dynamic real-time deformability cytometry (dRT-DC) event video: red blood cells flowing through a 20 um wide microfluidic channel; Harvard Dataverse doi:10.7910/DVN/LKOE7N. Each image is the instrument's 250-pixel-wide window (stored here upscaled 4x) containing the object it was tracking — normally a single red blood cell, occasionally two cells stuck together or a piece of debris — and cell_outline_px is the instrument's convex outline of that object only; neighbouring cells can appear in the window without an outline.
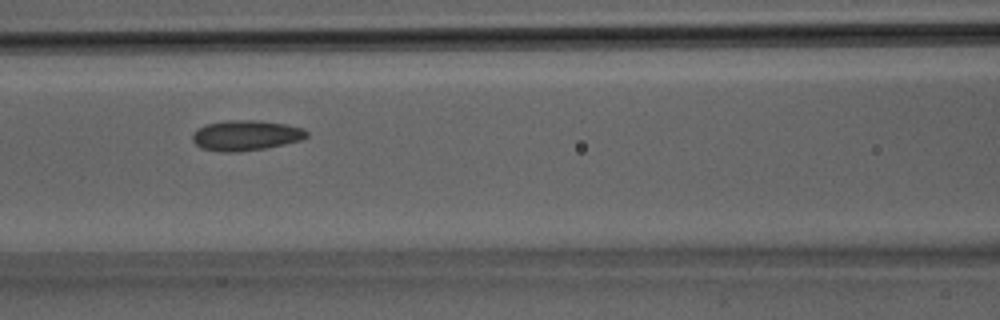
{"species": "Egyptian fruit bat (a non-hibernating species)", "species_latin": "Rousettus aegyptiacus", "temperature_condition": "room temperature", "stored_images_in_passage": 24, "camera_frame_rate_fps": 3000, "um_per_image_px": 0.085, "animal": {"sex": "male"}, "frame": {"image": 1, "passage_image": 8, "time_ms": 2.333, "image_size_px": [1000, 320], "cell_outline_px": [[308, 136], [300, 140], [284, 144], [264, 148], [236, 152], [220, 152], [200, 148], [192, 140], [192, 136], [196, 128], [204, 124], [228, 120], [256, 120], [284, 124], [304, 128], [308, 132]], "centroid_in_image_um": [20.85, 11.5], "position_along_channel_um": 145.7, "area_um2": 20.23}}
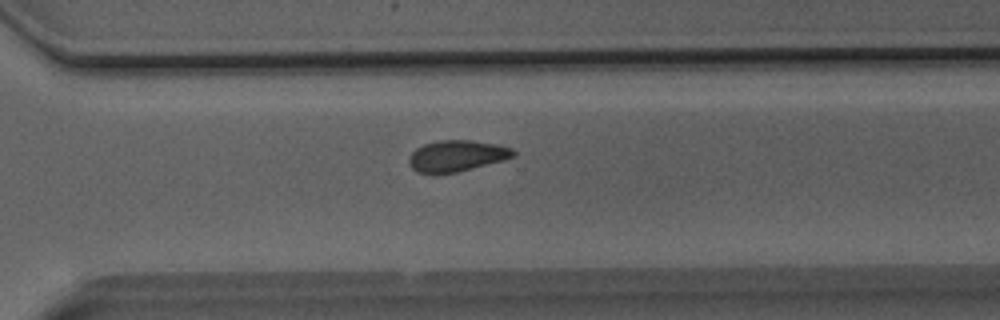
{"frame": {"image": 2, "passage_image": 17, "time_ms": 5.333, "image_size_px": [1000, 320], "cell_outline_px": [[516, 156], [504, 160], [456, 172], [436, 176], [432, 176], [416, 172], [408, 164], [408, 156], [416, 148], [424, 144], [436, 140], [472, 140], [496, 144], [512, 148], [516, 152]], "centroid_in_image_um": [38.77, 13.27], "position_along_channel_um": 331.8, "area_um2": 19.54}}